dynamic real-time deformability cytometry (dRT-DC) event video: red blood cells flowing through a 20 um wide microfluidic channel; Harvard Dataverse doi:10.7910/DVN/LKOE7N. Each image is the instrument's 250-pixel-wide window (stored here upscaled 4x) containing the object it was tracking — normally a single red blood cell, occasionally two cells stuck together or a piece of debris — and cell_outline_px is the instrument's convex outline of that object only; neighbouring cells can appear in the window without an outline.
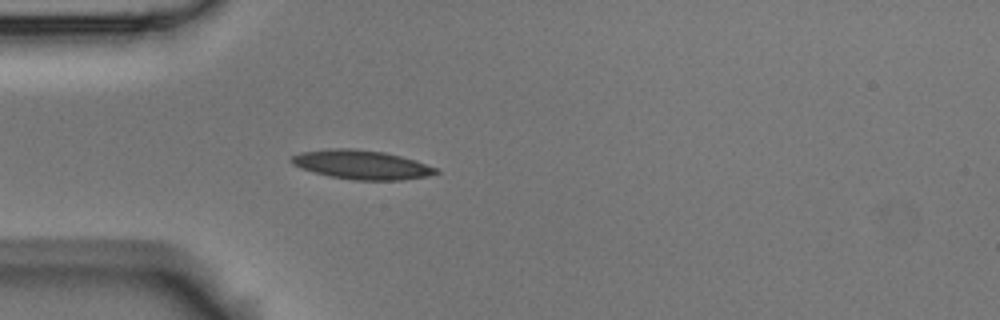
{"species": "Egyptian fruit bat (a non-hibernating species)", "species_latin": "Rousettus aegyptiacus", "temperature_condition": "room temperature", "stored_images_in_passage": 2, "camera_frame_rate_fps": 3000, "um_per_image_px": 0.085, "animal": {"sex": "male"}, "frame": {"image": 1, "passage_image": 2, "time_ms": 0.333, "image_size_px": [1000, 320], "cell_outline_px": [[440, 172], [428, 176], [400, 180], [352, 180], [328, 176], [300, 168], [292, 164], [288, 160], [292, 156], [300, 152], [328, 148], [352, 148], [384, 152], [416, 160], [436, 168]], "centroid_in_image_um": [30.69, 13.99], "position_along_channel_um": 54.3, "area_um2": 24.62}}